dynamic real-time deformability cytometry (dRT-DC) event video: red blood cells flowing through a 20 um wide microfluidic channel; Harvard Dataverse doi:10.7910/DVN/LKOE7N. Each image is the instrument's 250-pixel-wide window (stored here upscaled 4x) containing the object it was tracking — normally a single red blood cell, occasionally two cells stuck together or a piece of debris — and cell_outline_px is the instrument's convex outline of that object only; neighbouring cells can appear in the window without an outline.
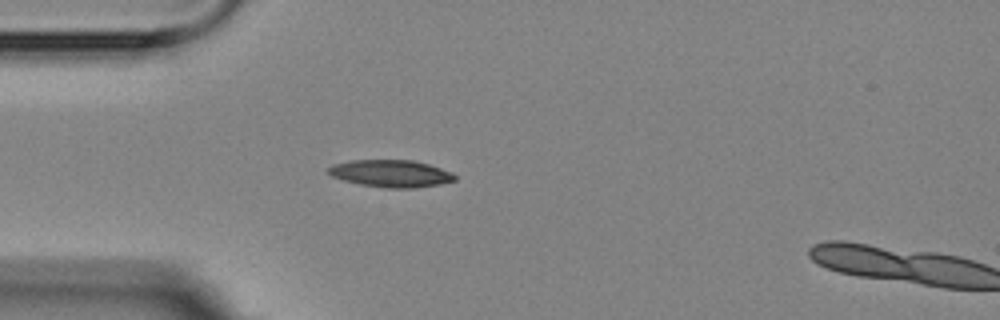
{"species": "Egyptian fruit bat (a non-hibernating species)", "species_latin": "Rousettus aegyptiacus", "temperature_condition": "room temperature", "stored_images_in_passage": 4, "camera_frame_rate_fps": 3000, "um_per_image_px": 0.085, "animal": {"sex": "female"}, "frame": {"image": 1, "passage_image": 3, "time_ms": 3.667, "image_size_px": [1000, 320], "cell_outline_px": [[456, 180], [440, 184], [412, 188], [388, 188], [360, 184], [344, 180], [332, 176], [328, 172], [328, 168], [332, 164], [352, 160], [412, 160], [428, 164], [452, 172], [456, 176]], "centroid_in_image_um": [33.23, 14.74], "position_along_channel_um": 51.8, "area_um2": 19.94}}